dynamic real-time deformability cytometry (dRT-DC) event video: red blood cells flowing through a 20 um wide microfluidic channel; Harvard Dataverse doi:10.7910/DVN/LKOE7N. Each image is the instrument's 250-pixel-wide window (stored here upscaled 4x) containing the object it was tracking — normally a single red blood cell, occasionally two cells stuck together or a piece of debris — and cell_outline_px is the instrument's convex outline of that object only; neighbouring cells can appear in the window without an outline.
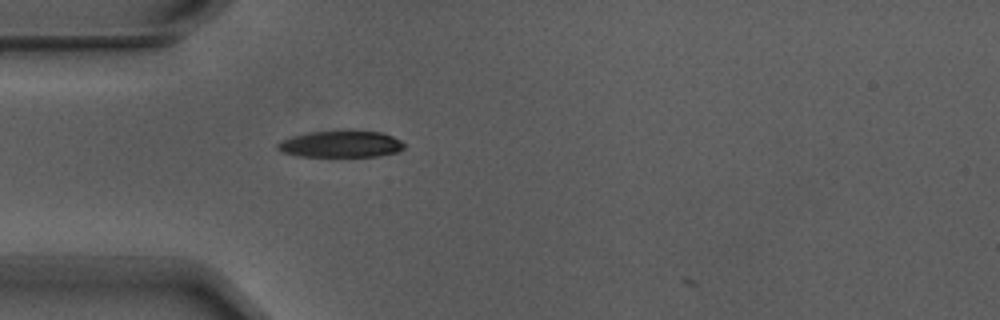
{"species": "Egyptian fruit bat (a non-hibernating species)", "species_latin": "Rousettus aegyptiacus", "temperature_condition": "warm", "stored_images_in_passage": 1, "camera_frame_rate_fps": 3000, "um_per_image_px": 0.085, "animal": {"sex": "male"}, "frame": {"image": 1, "passage_image": 1, "time_ms": 0.0, "image_size_px": [1000, 320], "cell_outline_px": [[404, 148], [396, 152], [380, 156], [300, 156], [284, 152], [276, 148], [276, 144], [292, 136], [308, 132], [344, 128], [352, 128], [380, 132], [392, 136], [400, 140], [404, 144]], "centroid_in_image_um": [29.0, 12.2], "position_along_channel_um": 56.0, "area_um2": 20.23}}